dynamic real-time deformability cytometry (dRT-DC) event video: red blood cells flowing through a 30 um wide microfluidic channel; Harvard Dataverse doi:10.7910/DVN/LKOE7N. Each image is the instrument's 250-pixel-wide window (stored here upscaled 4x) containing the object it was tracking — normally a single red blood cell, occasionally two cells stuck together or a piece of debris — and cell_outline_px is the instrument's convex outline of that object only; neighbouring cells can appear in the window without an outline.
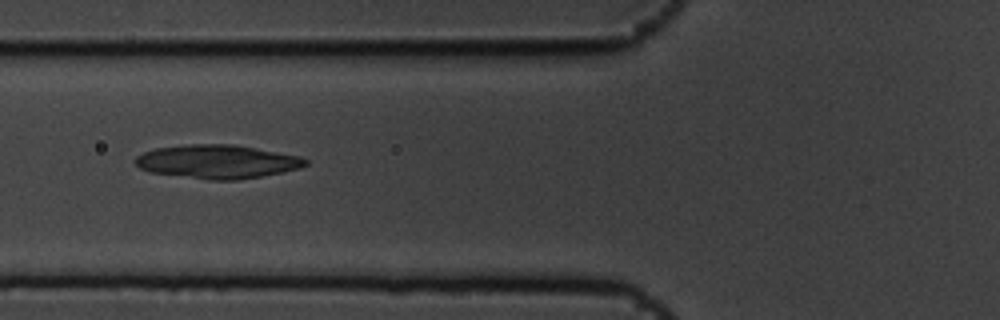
{"species": "common noctule bat (a hibernating species)", "species_latin": "Nyctalus noctula", "temperature_condition": "cold", "stored_images_in_passage": 8, "camera_frame_rate_fps": 3000, "um_per_image_px": 0.085, "animal": {"sex": "male", "body_mass_g": 19.5, "forearm_length_mm": 54.6}, "frame": {"image": 1, "passage_image": 7, "time_ms": 2.0, "image_size_px": [1000, 320], "cell_outline_px": [[308, 164], [300, 168], [240, 180], [208, 180], [148, 172], [140, 168], [136, 164], [136, 156], [144, 152], [156, 148], [188, 144], [232, 144], [300, 156], [308, 160]], "centroid_in_image_um": [18.45, 13.74], "position_along_channel_um": 107.3, "area_um2": 33.29}}
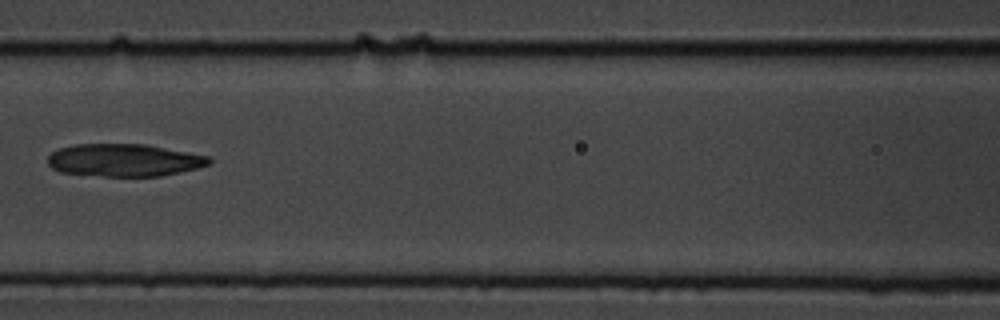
{"frame": {"image": 2, "passage_image": 8, "time_ms": 2.333, "image_size_px": [1000, 320], "cell_outline_px": [[212, 164], [196, 168], [160, 176], [104, 176], [60, 172], [52, 168], [48, 164], [48, 156], [52, 152], [60, 148], [76, 144], [148, 144], [208, 156], [212, 160]], "centroid_in_image_um": [10.56, 13.61], "position_along_channel_um": 156.0, "area_um2": 30.58}}